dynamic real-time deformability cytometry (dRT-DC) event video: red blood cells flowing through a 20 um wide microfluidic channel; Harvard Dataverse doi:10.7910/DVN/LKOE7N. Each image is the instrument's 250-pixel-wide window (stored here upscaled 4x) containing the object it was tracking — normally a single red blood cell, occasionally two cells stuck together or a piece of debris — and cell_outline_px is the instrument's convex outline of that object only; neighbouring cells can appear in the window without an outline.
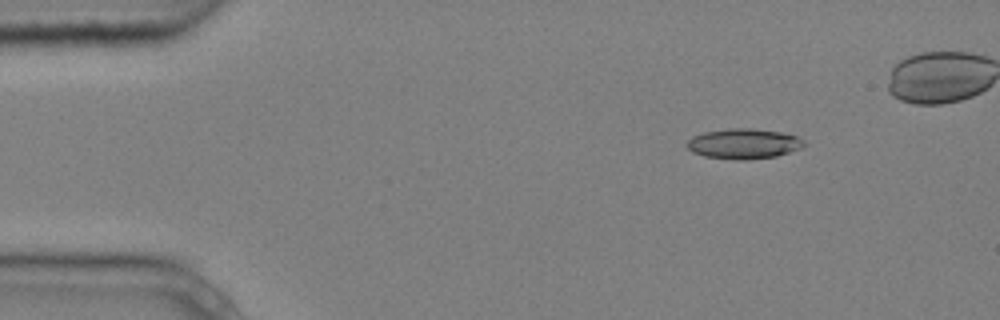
{"species": "common noctule bat (a hibernating species)", "species_latin": "Nyctalus noctula", "temperature_condition": "cold", "stored_images_in_passage": 6, "camera_frame_rate_fps": 3000, "um_per_image_px": 0.085, "animal": {"sex": "male", "body_mass_g": 20.4}, "frame": {"image": 1, "passage_image": 2, "time_ms": 0.333, "image_size_px": [1000, 320], "cell_outline_px": [[804, 144], [800, 148], [776, 156], [748, 160], [736, 160], [704, 156], [692, 152], [684, 144], [692, 136], [704, 132], [728, 128], [752, 128], [780, 132], [796, 136], [804, 140]], "centroid_in_image_um": [63.16, 12.21], "position_along_channel_um": 21.8, "area_um2": 20.63}}
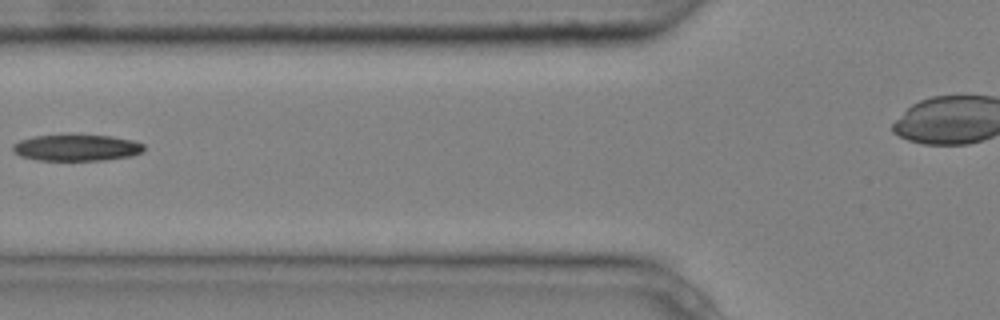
{"frame": {"image": 2, "passage_image": 6, "time_ms": 1.667, "image_size_px": [1000, 320], "cell_outline_px": [[144, 148], [140, 152], [132, 156], [108, 160], [40, 160], [20, 156], [12, 152], [12, 144], [20, 140], [32, 136], [112, 136], [132, 140], [144, 144]], "centroid_in_image_um": [6.49, 12.57], "position_along_channel_um": 119.3, "area_um2": 19.94}}